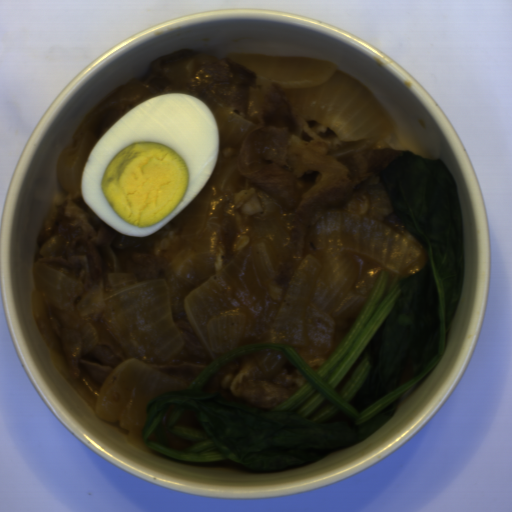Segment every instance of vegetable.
Here are the masks:
<instances>
[{
  "label": "vegetable",
  "instance_id": "1",
  "mask_svg": "<svg viewBox=\"0 0 512 512\" xmlns=\"http://www.w3.org/2000/svg\"><path fill=\"white\" fill-rule=\"evenodd\" d=\"M380 177L393 214L425 251L423 269L402 278L381 272L356 322L316 372L292 345L258 342L214 359L187 389L152 398L140 431L152 452L197 464L231 461L266 473L309 466L389 422L401 393L443 360L465 261L455 179L440 159L406 150ZM269 348L279 349L309 380L294 395L265 411L205 390L226 363ZM173 404L172 435L193 442L183 452L166 446L161 424ZM190 409L205 431L174 424Z\"/></svg>",
  "mask_w": 512,
  "mask_h": 512
}]
</instances>
